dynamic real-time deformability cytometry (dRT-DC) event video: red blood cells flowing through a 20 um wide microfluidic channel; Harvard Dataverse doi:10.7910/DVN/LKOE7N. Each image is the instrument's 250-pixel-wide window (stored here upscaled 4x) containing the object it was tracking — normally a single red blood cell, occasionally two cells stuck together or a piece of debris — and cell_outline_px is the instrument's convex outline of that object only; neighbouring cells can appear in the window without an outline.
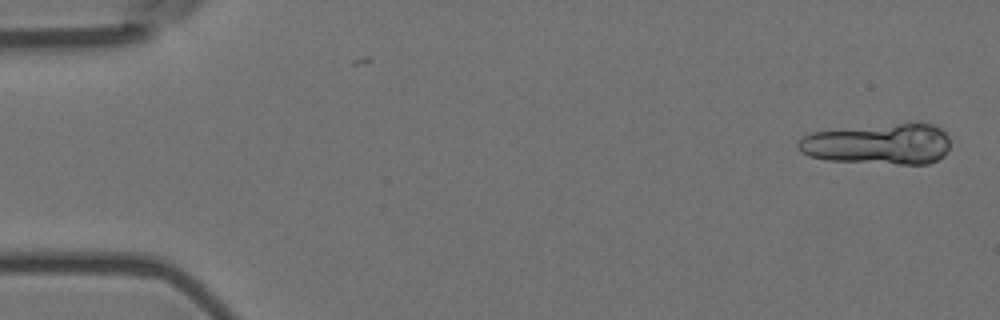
{"species": "Egyptian fruit bat (a non-hibernating species)", "species_latin": "Rousettus aegyptiacus", "temperature_condition": "room temperature", "stored_images_in_passage": 8, "segment_of_instrument_passage": [1, 2], "camera_frame_rate_fps": 3000, "um_per_image_px": 0.085, "animal": {"sex": "female"}, "frame": {"image": 1, "passage_image": 1, "time_ms": 0.0, "image_size_px": [1000, 320], "cell_outline_px": [[948, 152], [944, 156], [928, 164], [896, 164], [828, 160], [808, 156], [800, 152], [796, 148], [796, 144], [804, 136], [812, 132], [896, 124], [932, 124], [940, 128], [948, 136]], "centroid_in_image_um": [74.66, 12.27], "position_along_channel_um": 10.3, "area_um2": 35.84}}